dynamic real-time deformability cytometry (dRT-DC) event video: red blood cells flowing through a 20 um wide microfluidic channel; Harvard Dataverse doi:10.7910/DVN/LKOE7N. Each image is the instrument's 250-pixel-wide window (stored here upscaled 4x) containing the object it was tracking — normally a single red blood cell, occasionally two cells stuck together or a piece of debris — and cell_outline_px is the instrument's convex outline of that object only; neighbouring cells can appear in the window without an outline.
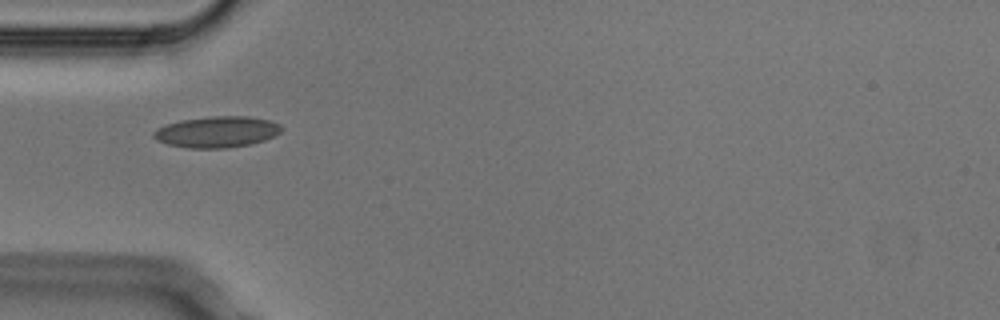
{"species": "Egyptian fruit bat (a non-hibernating species)", "species_latin": "Rousettus aegyptiacus", "temperature_condition": "cold", "stored_images_in_passage": 3, "camera_frame_rate_fps": 3000, "um_per_image_px": 0.085, "animal": {"sex": "male"}, "frame": {"image": 1, "passage_image": 1, "time_ms": 0.0, "image_size_px": [1000, 320], "cell_outline_px": [[284, 128], [276, 136], [252, 144], [228, 148], [188, 148], [168, 144], [156, 140], [152, 136], [152, 132], [156, 128], [180, 120], [212, 116], [248, 116], [268, 120], [280, 124]], "centroid_in_image_um": [18.45, 11.21], "position_along_channel_um": 66.6, "area_um2": 23.41}}
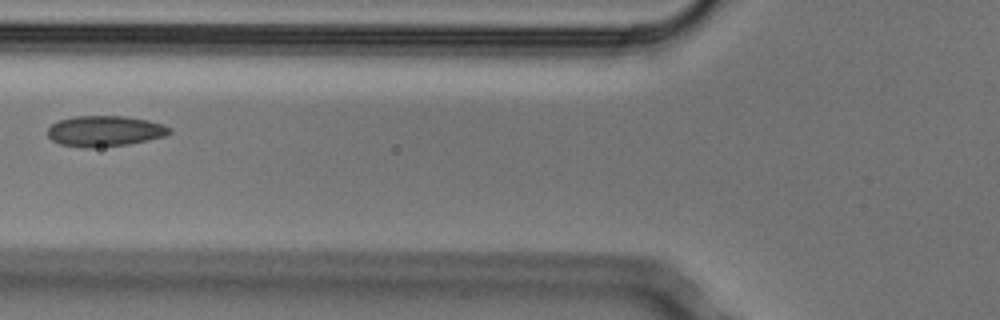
{"frame": {"image": 2, "passage_image": 2, "time_ms": 0.333, "image_size_px": [1000, 320], "cell_outline_px": [[172, 132], [168, 136], [128, 144], [92, 148], [80, 148], [60, 144], [52, 140], [48, 136], [48, 128], [52, 124], [60, 120], [76, 116], [124, 116], [148, 120], [164, 124], [172, 128]], "centroid_in_image_um": [8.95, 11.15], "position_along_channel_um": 116.9, "area_um2": 22.02}}
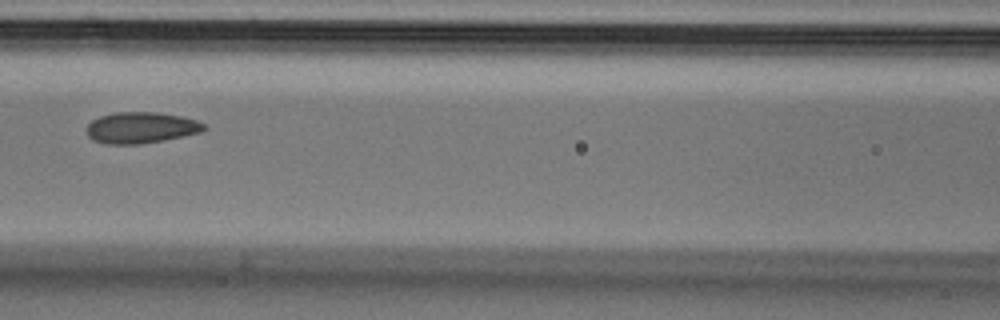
{"frame": {"image": 3, "passage_image": 3, "time_ms": 0.667, "image_size_px": [1000, 320], "cell_outline_px": [[208, 128], [200, 132], [164, 140], [140, 144], [108, 144], [92, 140], [88, 136], [84, 128], [92, 120], [100, 116], [116, 112], [156, 112], [180, 116], [196, 120], [204, 124]], "centroid_in_image_um": [11.95, 10.85], "position_along_channel_um": 154.7, "area_um2": 21.39}}